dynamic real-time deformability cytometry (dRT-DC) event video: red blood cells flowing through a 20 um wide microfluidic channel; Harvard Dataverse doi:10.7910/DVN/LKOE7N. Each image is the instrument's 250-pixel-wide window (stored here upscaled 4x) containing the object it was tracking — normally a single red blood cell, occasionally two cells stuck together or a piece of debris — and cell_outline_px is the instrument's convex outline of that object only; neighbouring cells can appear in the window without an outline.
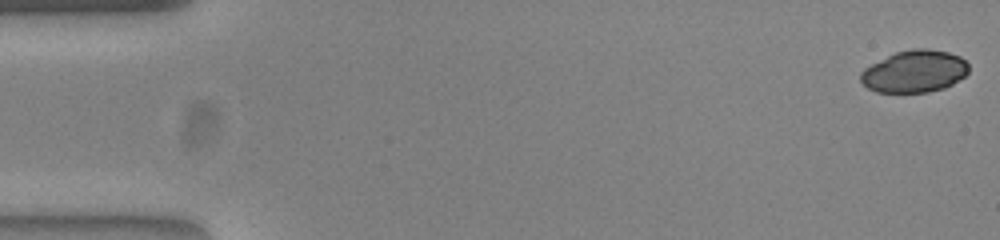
{"species": "common noctule bat (a hibernating species)", "species_latin": "Nyctalus noctula", "temperature_condition": "warm", "stored_images_in_passage": 53, "camera_frame_rate_fps": 3000, "um_per_image_px": 0.085, "animal": {"sex": "female", "body_mass_g": 23.0, "forearm_length_mm": 53.4}, "frame": {"image": 1, "passage_image": 1, "time_ms": 0.0, "image_size_px": [1000, 240], "cell_outline_px": [[968, 72], [964, 76], [952, 84], [944, 88], [928, 92], [876, 92], [868, 88], [860, 80], [860, 72], [864, 68], [896, 52], [912, 48], [924, 48], [948, 52], [960, 56], [968, 64]], "centroid_in_image_um": [77.73, 6.07], "position_along_channel_um": 7.3, "area_um2": 26.41}}
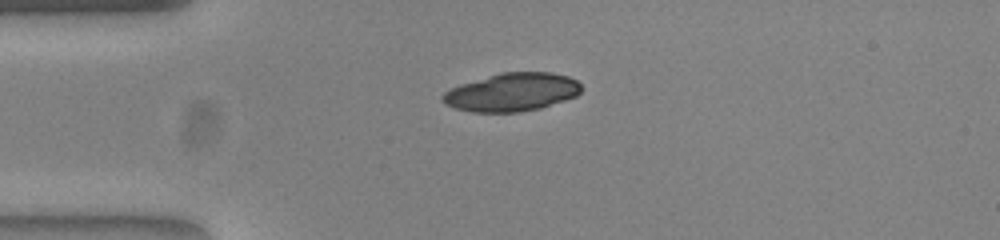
{"frame": {"image": 2, "passage_image": 13, "time_ms": 4.0, "image_size_px": [1000, 240], "cell_outline_px": [[580, 92], [576, 96], [540, 108], [520, 112], [472, 112], [456, 108], [444, 104], [440, 100], [440, 96], [444, 92], [460, 84], [500, 72], [552, 72], [568, 76], [576, 80], [580, 84]], "centroid_in_image_um": [43.48, 7.83], "position_along_channel_um": 41.5, "area_um2": 30.92}}
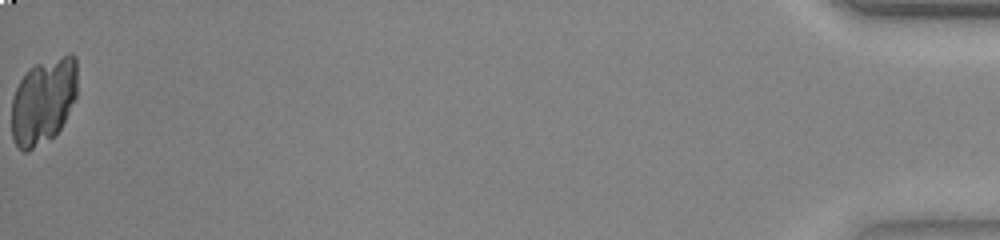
{"frame": {"image": 3, "passage_image": 53, "time_ms": 17.333, "image_size_px": [1000, 240], "cell_outline_px": [[76, 96], [60, 128], [52, 136], [28, 152], [24, 152], [16, 144], [12, 136], [12, 100], [16, 88], [20, 80], [28, 68], [36, 64], [68, 52], [72, 52], [76, 56]], "centroid_in_image_um": [3.68, 8.54], "position_along_channel_um": 431.5, "area_um2": 32.83}}